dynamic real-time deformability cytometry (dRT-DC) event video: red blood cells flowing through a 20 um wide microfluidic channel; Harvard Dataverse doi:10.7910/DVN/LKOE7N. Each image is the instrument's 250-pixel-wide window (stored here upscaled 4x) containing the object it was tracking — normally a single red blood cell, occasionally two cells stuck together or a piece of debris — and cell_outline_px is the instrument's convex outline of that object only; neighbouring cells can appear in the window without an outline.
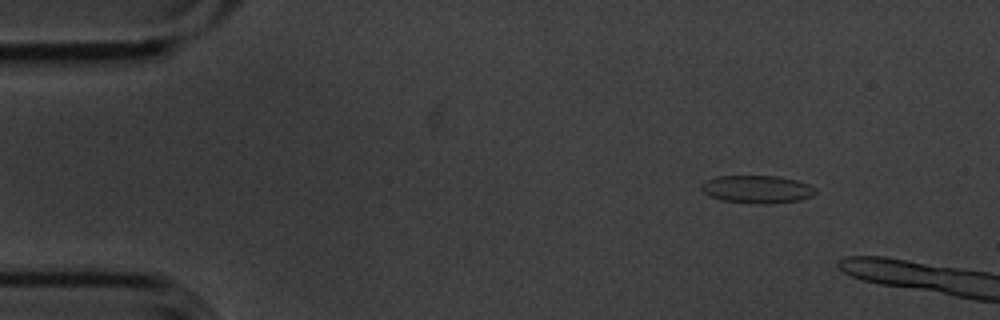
{"species": "common noctule bat (a hibernating species)", "species_latin": "Nyctalus noctula", "temperature_condition": "cold", "stored_images_in_passage": 3, "camera_frame_rate_fps": 3000, "um_per_image_px": 0.085, "animal": {"sex": "male", "body_mass_g": 20.1, "forearm_length_mm": 53.5}, "frame": {"image": 1, "passage_image": 1, "time_ms": 0.0, "image_size_px": [1000, 320], "cell_outline_px": [[816, 192], [812, 196], [800, 200], [764, 204], [756, 204], [720, 200], [704, 192], [700, 188], [700, 184], [716, 176], [780, 176], [796, 180], [808, 184], [816, 188]], "centroid_in_image_um": [64.36, 16.08], "position_along_channel_um": 20.6, "area_um2": 18.5}}